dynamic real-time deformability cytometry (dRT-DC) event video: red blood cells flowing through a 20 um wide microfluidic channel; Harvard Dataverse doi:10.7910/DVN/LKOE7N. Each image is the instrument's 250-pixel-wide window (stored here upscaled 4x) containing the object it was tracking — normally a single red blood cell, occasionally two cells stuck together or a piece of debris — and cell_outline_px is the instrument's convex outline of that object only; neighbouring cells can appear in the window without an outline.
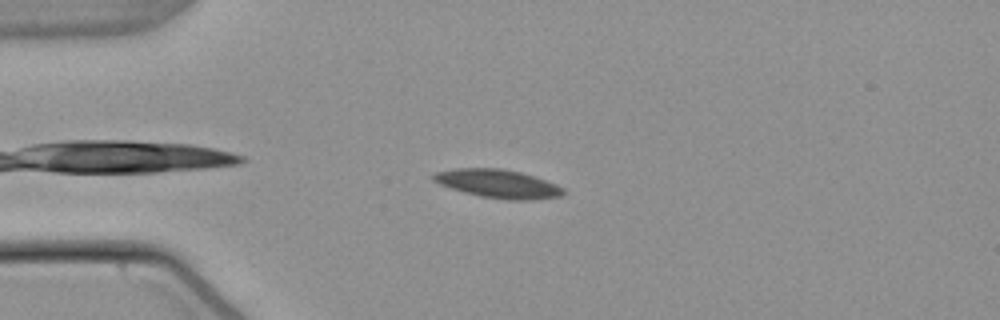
{"species": "common noctule bat (a hibernating species)", "species_latin": "Nyctalus noctula", "temperature_condition": "warm", "stored_images_in_passage": 47, "camera_frame_rate_fps": 3000, "um_per_image_px": 0.085, "animal": {"sex": "male", "body_mass_g": 21.5, "forearm_length_mm": 52.0}, "frame": {"image": 1, "passage_image": 6, "time_ms": 1.667, "image_size_px": [1000, 320], "cell_outline_px": [[568, 192], [560, 196], [532, 200], [508, 200], [480, 196], [464, 192], [440, 184], [432, 180], [432, 176], [436, 172], [456, 168], [500, 168], [520, 172], [556, 184], [564, 188]], "centroid_in_image_um": [42.35, 15.62], "position_along_channel_um": 42.6, "area_um2": 21.44}}
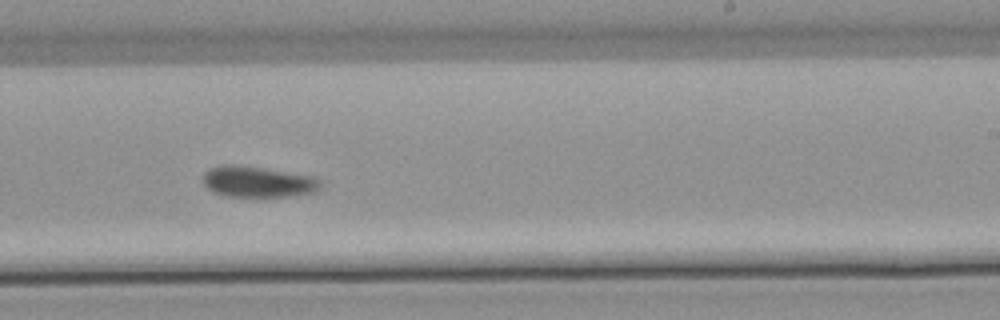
{"frame": {"image": 2, "passage_image": 26, "time_ms": 8.333, "image_size_px": [1000, 320], "cell_outline_px": [[320, 188], [312, 192], [288, 196], [228, 196], [212, 192], [204, 184], [204, 172], [212, 168], [224, 164], [232, 164], [264, 168], [312, 176], [320, 180]], "centroid_in_image_um": [21.89, 15.44], "position_along_channel_um": 267.1, "area_um2": 20.87}}
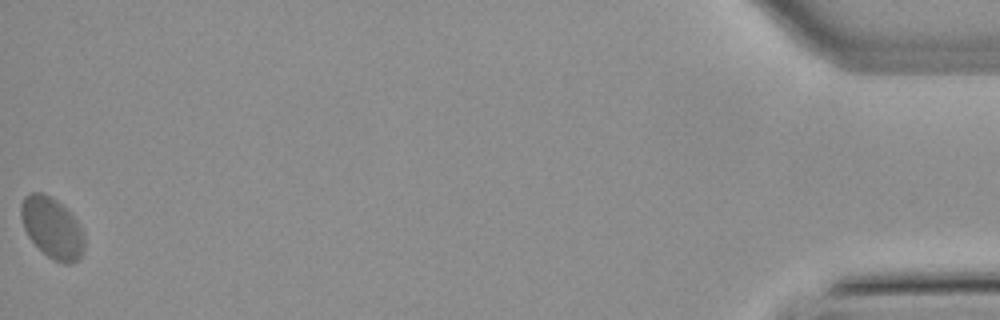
{"frame": {"image": 3, "passage_image": 47, "time_ms": 15.333, "image_size_px": [1000, 320], "cell_outline_px": [[84, 252], [72, 264], [64, 264], [48, 256], [28, 236], [24, 228], [20, 216], [20, 204], [24, 196], [32, 192], [40, 192], [56, 200], [76, 220], [84, 232]], "centroid_in_image_um": [4.42, 19.36], "position_along_channel_um": 430.8, "area_um2": 22.2}}